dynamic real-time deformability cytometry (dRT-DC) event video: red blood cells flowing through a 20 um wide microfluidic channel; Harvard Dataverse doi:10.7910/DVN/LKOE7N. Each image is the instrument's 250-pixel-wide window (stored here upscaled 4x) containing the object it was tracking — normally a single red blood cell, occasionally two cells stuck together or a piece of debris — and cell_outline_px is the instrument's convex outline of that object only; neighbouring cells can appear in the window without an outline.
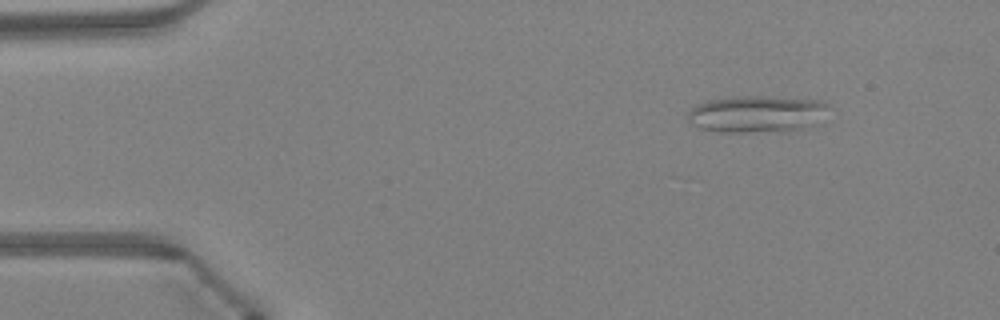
{"species": "Egyptian fruit bat (a non-hibernating species)", "species_latin": "Rousettus aegyptiacus", "temperature_condition": "warm", "stored_images_in_passage": 11, "camera_frame_rate_fps": 3000, "um_per_image_px": 0.085, "animal": {"sex": "female"}, "frame": {"image": 1, "passage_image": 11, "time_ms": 3.333, "image_size_px": [1000, 320], "cell_outline_px": [[828, 104], [812, 124], [800, 128], [784, 132], [720, 132], [700, 128], [692, 124], [688, 116], [688, 112], [696, 104], [708, 100], [732, 96], [760, 96], [820, 100]], "centroid_in_image_um": [64.22, 9.69], "position_along_channel_um": 20.8, "area_um2": 29.82}}